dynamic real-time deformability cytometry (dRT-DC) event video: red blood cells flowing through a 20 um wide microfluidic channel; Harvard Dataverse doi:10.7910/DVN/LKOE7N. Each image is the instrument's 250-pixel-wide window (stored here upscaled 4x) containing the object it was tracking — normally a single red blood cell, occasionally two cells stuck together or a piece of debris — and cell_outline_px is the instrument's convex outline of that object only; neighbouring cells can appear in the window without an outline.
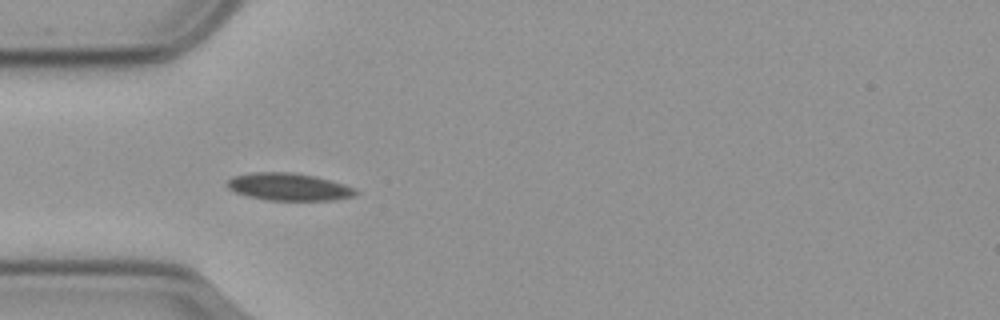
{"species": "common noctule bat (a hibernating species)", "species_latin": "Nyctalus noctula", "temperature_condition": "cold", "stored_images_in_passage": 41, "camera_frame_rate_fps": 3000, "um_per_image_px": 0.085, "animal": {"sex": "male", "body_mass_g": 23.1, "forearm_length_mm": 52.7}, "frame": {"image": 1, "passage_image": 1, "time_ms": 0.0, "image_size_px": [1000, 320], "cell_outline_px": [[360, 192], [356, 196], [336, 200], [268, 200], [248, 196], [236, 192], [228, 188], [228, 180], [232, 176], [252, 172], [292, 172], [316, 176], [332, 180], [356, 188]], "centroid_in_image_um": [24.61, 15.88], "position_along_channel_um": 60.4, "area_um2": 20.75}}
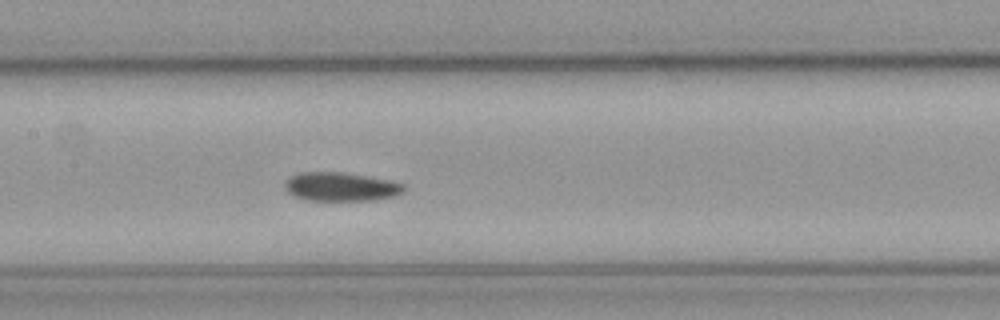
{"frame": {"image": 2, "passage_image": 11, "time_ms": 3.333, "image_size_px": [1000, 320], "cell_outline_px": [[408, 188], [404, 192], [396, 196], [372, 200], [304, 200], [292, 196], [284, 188], [284, 184], [292, 176], [300, 172], [340, 172], [388, 180], [404, 184]], "centroid_in_image_um": [28.98, 15.88], "position_along_channel_um": 178.4, "area_um2": 19.94}}
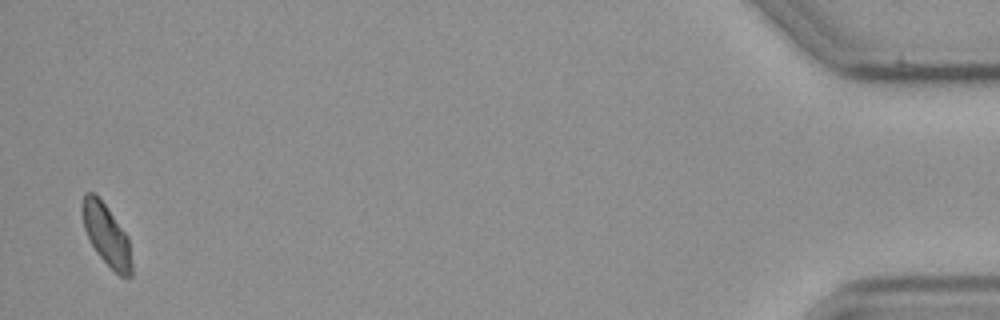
{"frame": {"image": 3, "passage_image": 40, "time_ms": 13.0, "image_size_px": [1000, 320], "cell_outline_px": [[132, 276], [120, 276], [96, 252], [84, 228], [80, 208], [80, 204], [84, 192], [92, 192], [104, 204], [128, 236], [132, 264]], "centroid_in_image_um": [9.03, 19.94], "position_along_channel_um": 426.2, "area_um2": 17.46}}